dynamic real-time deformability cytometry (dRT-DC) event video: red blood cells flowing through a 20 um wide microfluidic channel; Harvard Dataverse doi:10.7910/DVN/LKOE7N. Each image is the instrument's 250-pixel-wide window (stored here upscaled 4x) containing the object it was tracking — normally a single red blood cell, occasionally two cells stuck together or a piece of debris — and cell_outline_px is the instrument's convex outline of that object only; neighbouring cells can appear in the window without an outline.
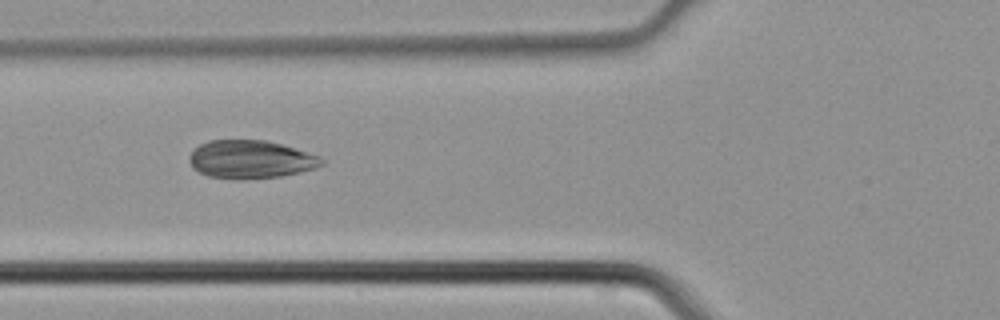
{"species": "common noctule bat (a hibernating species)", "species_latin": "Nyctalus noctula", "temperature_condition": "cold", "stored_images_in_passage": 5, "camera_frame_rate_fps": 3000, "um_per_image_px": 0.085, "animal": {"sex": "male", "body_mass_g": 21.5, "forearm_length_mm": 52.0}, "frame": {"image": 1, "passage_image": 5, "time_ms": 1.333, "image_size_px": [1000, 320], "cell_outline_px": [[324, 164], [316, 168], [300, 172], [280, 176], [208, 176], [192, 168], [188, 160], [188, 156], [192, 148], [208, 140], [268, 140], [320, 156], [324, 160]], "centroid_in_image_um": [21.29, 13.49], "position_along_channel_um": 104.5, "area_um2": 28.67}}